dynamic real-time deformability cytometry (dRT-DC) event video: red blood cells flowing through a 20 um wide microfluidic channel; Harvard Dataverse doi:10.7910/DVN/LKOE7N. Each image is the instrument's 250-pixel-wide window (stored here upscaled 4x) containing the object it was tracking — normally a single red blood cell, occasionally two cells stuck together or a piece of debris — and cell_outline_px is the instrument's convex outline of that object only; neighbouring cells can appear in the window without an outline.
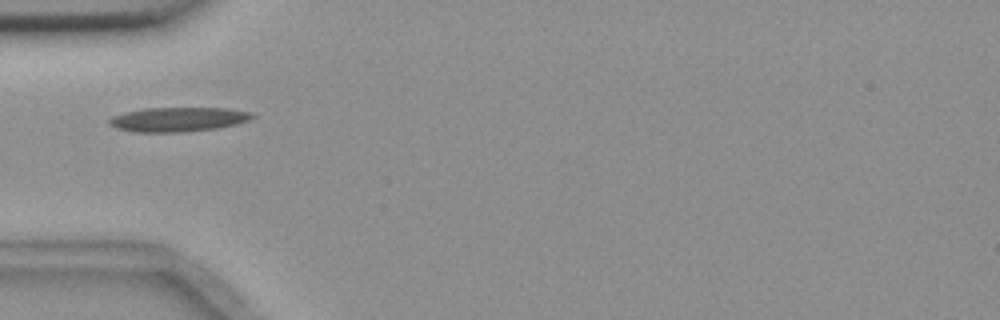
{"species": "common noctule bat (a hibernating species)", "species_latin": "Nyctalus noctula", "temperature_condition": "room temperature", "stored_images_in_passage": 5, "camera_frame_rate_fps": 3000, "um_per_image_px": 0.085, "animal": {"sex": "female", "body_mass_g": 18.4}, "frame": {"image": 1, "passage_image": 5, "time_ms": 5.333, "image_size_px": [1000, 320], "cell_outline_px": [[256, 116], [248, 120], [236, 124], [220, 128], [184, 132], [132, 132], [116, 128], [108, 124], [108, 120], [112, 116], [124, 112], [144, 108], [228, 108], [252, 112]], "centroid_in_image_um": [15.13, 10.15], "position_along_channel_um": 69.9, "area_um2": 20.58}}